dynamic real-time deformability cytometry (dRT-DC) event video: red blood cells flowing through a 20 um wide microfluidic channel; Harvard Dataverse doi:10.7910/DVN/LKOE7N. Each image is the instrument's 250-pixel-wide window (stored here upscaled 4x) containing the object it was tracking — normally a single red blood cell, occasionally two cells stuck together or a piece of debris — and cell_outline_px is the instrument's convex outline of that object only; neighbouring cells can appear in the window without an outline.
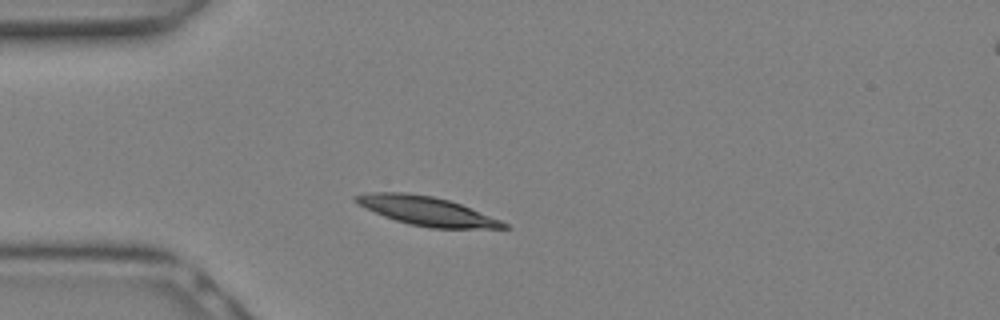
{"species": "Egyptian fruit bat (a non-hibernating species)", "species_latin": "Rousettus aegyptiacus", "temperature_condition": "warm", "stored_images_in_passage": 9, "camera_frame_rate_fps": 3000, "um_per_image_px": 0.085, "animal": {"sex": "female"}, "frame": {"image": 1, "passage_image": 1, "time_ms": 0.0, "image_size_px": [1000, 320], "cell_outline_px": [[508, 228], [432, 228], [408, 224], [384, 216], [364, 208], [356, 204], [352, 200], [352, 196], [372, 192], [408, 192], [432, 196], [448, 200], [460, 204], [500, 220], [508, 224]], "centroid_in_image_um": [36.19, 17.92], "position_along_channel_um": 48.8, "area_um2": 24.8}}
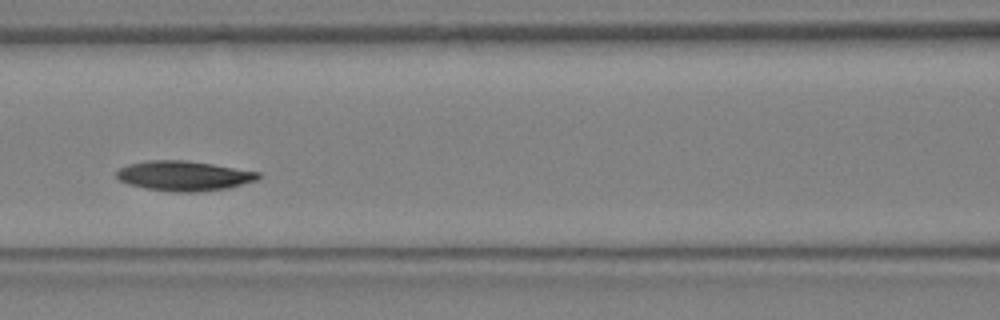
{"frame": {"image": 2, "passage_image": 6, "time_ms": 1.667, "image_size_px": [1000, 320], "cell_outline_px": [[260, 176], [256, 180], [228, 188], [196, 192], [176, 192], [144, 188], [128, 184], [120, 180], [116, 176], [116, 172], [120, 168], [128, 164], [148, 160], [188, 160], [260, 172]], "centroid_in_image_um": [15.61, 14.94], "position_along_channel_um": 151.0, "area_um2": 24.62}}
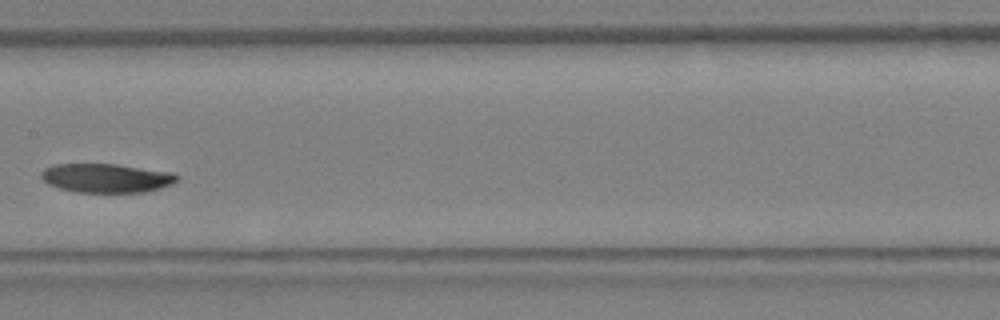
{"frame": {"image": 3, "passage_image": 8, "time_ms": 2.333, "image_size_px": [1000, 320], "cell_outline_px": [[180, 180], [172, 184], [160, 188], [144, 192], [76, 192], [60, 188], [48, 184], [40, 176], [40, 172], [44, 168], [52, 164], [116, 164], [172, 172], [180, 176]], "centroid_in_image_um": [9.05, 15.13], "position_along_channel_um": 198.4, "area_um2": 23.06}}